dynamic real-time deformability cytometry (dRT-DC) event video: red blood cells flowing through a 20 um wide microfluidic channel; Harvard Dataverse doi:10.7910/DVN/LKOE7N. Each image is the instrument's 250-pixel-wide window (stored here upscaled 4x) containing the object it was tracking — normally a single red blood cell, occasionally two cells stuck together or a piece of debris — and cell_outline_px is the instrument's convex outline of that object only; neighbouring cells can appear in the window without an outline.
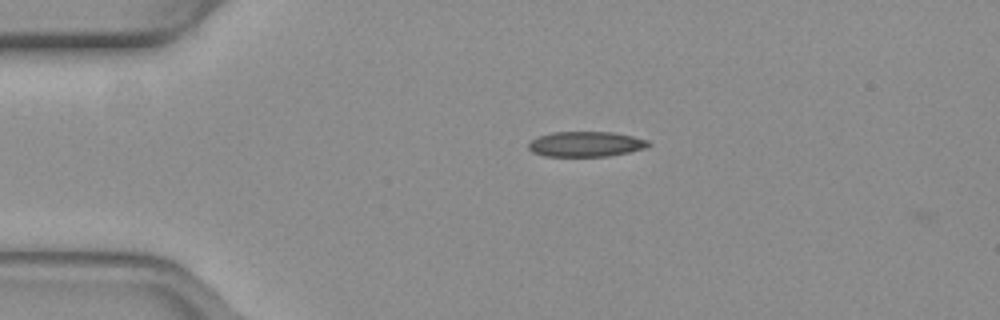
{"species": "common noctule bat (a hibernating species)", "species_latin": "Nyctalus noctula", "temperature_condition": "warm", "stored_images_in_passage": 2, "camera_frame_rate_fps": 3000, "um_per_image_px": 0.085, "animal": {"sex": "female", "body_mass_g": 19.3, "forearm_length_mm": 54.1}, "frame": {"image": 1, "passage_image": 1, "time_ms": 0.0, "image_size_px": [1000, 320], "cell_outline_px": [[652, 144], [648, 148], [608, 156], [544, 156], [532, 152], [528, 148], [528, 144], [536, 136], [552, 132], [612, 132], [632, 136], [648, 140]], "centroid_in_image_um": [49.8, 12.25], "position_along_channel_um": 35.2, "area_um2": 17.74}}